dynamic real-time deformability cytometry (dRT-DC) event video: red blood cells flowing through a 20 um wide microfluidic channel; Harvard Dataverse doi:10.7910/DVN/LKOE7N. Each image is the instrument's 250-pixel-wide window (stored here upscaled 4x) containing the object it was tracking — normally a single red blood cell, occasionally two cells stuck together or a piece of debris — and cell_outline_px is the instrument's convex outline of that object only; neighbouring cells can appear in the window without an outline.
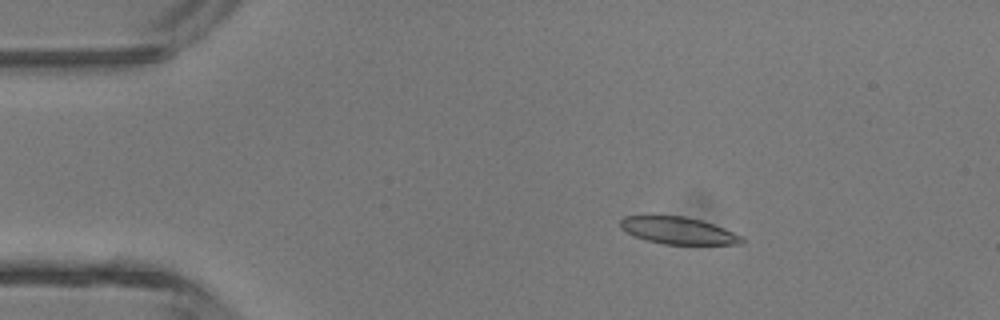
{"species": "common noctule bat (a hibernating species)", "species_latin": "Nyctalus noctula", "temperature_condition": "room temperature", "stored_images_in_passage": 4, "camera_frame_rate_fps": 3000, "um_per_image_px": 0.085, "animal": {"sex": "male", "body_mass_g": 13.3}, "frame": {"image": 1, "passage_image": 2, "time_ms": 0.333, "image_size_px": [1000, 320], "cell_outline_px": [[744, 240], [740, 244], [664, 244], [648, 240], [636, 236], [620, 228], [620, 220], [624, 216], [684, 216], [700, 220], [724, 228], [744, 236]], "centroid_in_image_um": [57.68, 19.6], "position_along_channel_um": 27.3, "area_um2": 18.9}}
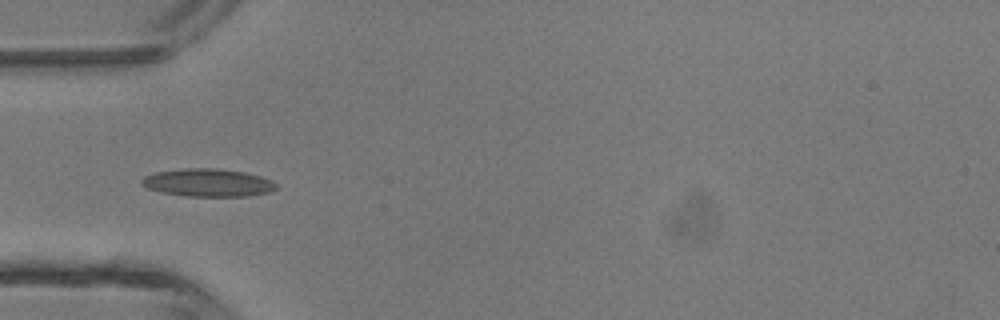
{"frame": {"image": 2, "passage_image": 4, "time_ms": 1.0, "image_size_px": [1000, 320], "cell_outline_px": [[276, 188], [272, 192], [248, 196], [184, 196], [160, 192], [148, 188], [140, 184], [140, 180], [144, 176], [156, 172], [184, 168], [216, 168], [244, 172], [260, 176], [272, 180], [276, 184]], "centroid_in_image_um": [17.67, 15.53], "position_along_channel_um": 67.3, "area_um2": 21.96}}